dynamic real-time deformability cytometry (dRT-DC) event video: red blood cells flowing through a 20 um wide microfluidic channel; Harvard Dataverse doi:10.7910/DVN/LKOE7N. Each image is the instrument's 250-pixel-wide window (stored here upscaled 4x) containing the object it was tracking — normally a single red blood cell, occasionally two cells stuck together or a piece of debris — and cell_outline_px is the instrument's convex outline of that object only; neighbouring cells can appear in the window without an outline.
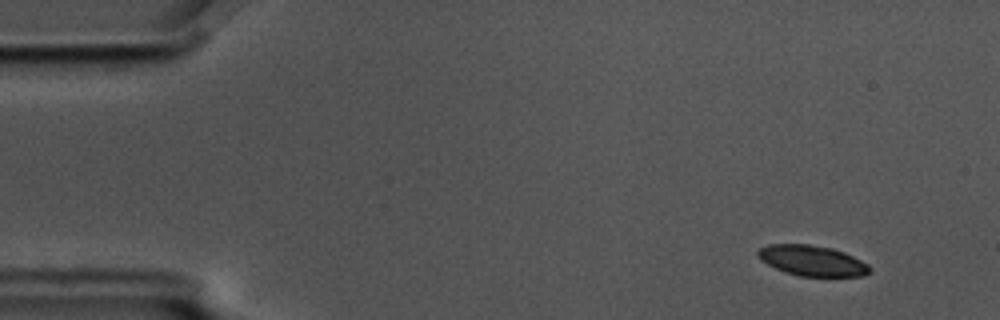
{"species": "common noctule bat (a hibernating species)", "species_latin": "Nyctalus noctula", "temperature_condition": "cold", "stored_images_in_passage": 5, "camera_frame_rate_fps": 3000, "um_per_image_px": 0.085, "animal": {"sex": "male", "body_mass_g": 17.5, "forearm_length_mm": 52.3}, "frame": {"image": 1, "passage_image": 2, "time_ms": 0.333, "image_size_px": [1000, 320], "cell_outline_px": [[872, 268], [864, 276], [800, 276], [776, 268], [760, 260], [756, 256], [756, 252], [760, 248], [768, 244], [808, 244], [832, 248], [844, 252], [868, 264]], "centroid_in_image_um": [69.02, 22.14], "position_along_channel_um": 16.0, "area_um2": 19.77}}